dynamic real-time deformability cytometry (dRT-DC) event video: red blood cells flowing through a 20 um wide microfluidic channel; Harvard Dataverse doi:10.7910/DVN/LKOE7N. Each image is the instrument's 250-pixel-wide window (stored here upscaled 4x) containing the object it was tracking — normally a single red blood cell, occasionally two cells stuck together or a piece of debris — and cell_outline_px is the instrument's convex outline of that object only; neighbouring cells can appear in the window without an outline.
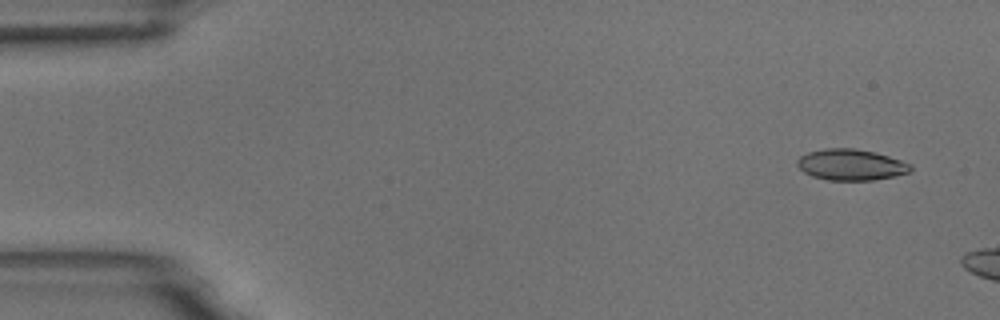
{"species": "common noctule bat (a hibernating species)", "species_latin": "Nyctalus noctula", "temperature_condition": "room temperature", "stored_images_in_passage": 4, "camera_frame_rate_fps": 3000, "um_per_image_px": 0.085, "animal": {"sex": "male", "body_mass_g": 18.8}, "frame": {"image": 1, "passage_image": 1, "time_ms": 0.0, "image_size_px": [1000, 320], "cell_outline_px": [[912, 168], [908, 172], [892, 176], [872, 180], [828, 180], [812, 176], [804, 172], [796, 164], [796, 160], [800, 156], [808, 152], [824, 148], [856, 148], [888, 156], [912, 164]], "centroid_in_image_um": [72.29, 13.99], "position_along_channel_um": 12.7, "area_um2": 20.4}}